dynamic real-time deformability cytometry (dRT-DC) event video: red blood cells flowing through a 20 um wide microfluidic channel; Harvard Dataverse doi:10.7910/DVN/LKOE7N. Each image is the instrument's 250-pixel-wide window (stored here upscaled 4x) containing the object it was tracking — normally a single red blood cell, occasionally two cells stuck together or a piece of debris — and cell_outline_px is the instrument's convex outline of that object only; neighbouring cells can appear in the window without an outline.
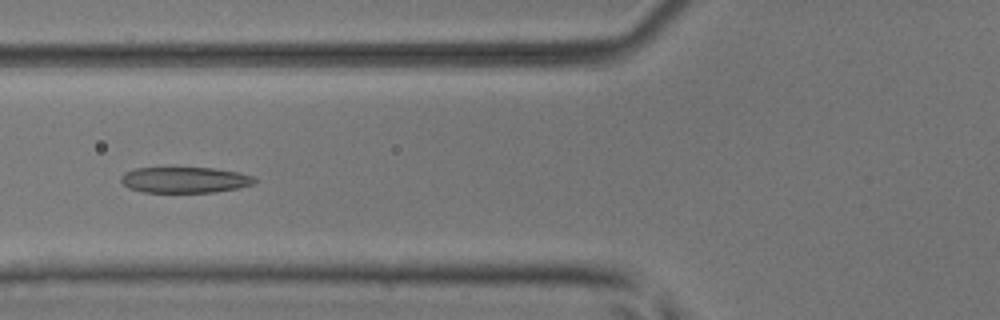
{"species": "common noctule bat (a hibernating species)", "species_latin": "Nyctalus noctula", "temperature_condition": "room temperature", "stored_images_in_passage": 6, "camera_frame_rate_fps": 3000, "um_per_image_px": 0.085, "animal": {"sex": "male", "body_mass_g": 17.9, "forearm_length_mm": 54.2}, "frame": {"image": 1, "passage_image": 5, "time_ms": 1.333, "image_size_px": [1000, 320], "cell_outline_px": [[256, 180], [252, 184], [236, 188], [216, 192], [144, 192], [128, 188], [120, 180], [120, 176], [124, 172], [132, 168], [216, 168], [240, 172], [252, 176]], "centroid_in_image_um": [15.67, 15.28], "position_along_channel_um": 110.1, "area_um2": 20.17}}
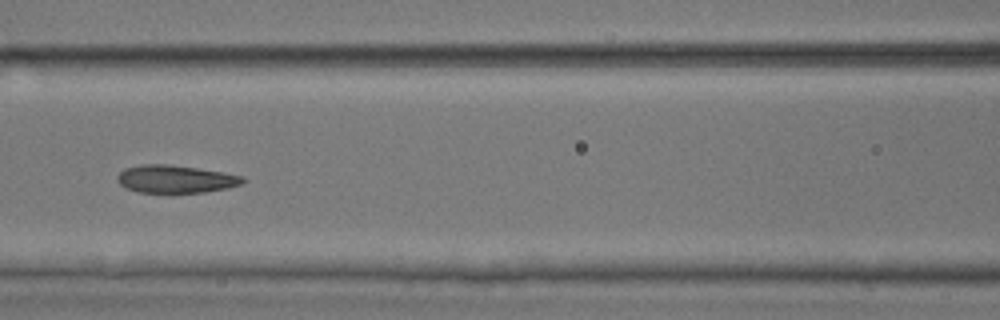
{"frame": {"image": 2, "passage_image": 6, "time_ms": 1.667, "image_size_px": [1000, 320], "cell_outline_px": [[248, 180], [240, 184], [228, 188], [204, 192], [168, 196], [136, 192], [120, 184], [116, 180], [116, 176], [124, 168], [140, 164], [168, 164], [224, 172], [244, 176]], "centroid_in_image_um": [14.9, 15.26], "position_along_channel_um": 151.7, "area_um2": 21.33}}